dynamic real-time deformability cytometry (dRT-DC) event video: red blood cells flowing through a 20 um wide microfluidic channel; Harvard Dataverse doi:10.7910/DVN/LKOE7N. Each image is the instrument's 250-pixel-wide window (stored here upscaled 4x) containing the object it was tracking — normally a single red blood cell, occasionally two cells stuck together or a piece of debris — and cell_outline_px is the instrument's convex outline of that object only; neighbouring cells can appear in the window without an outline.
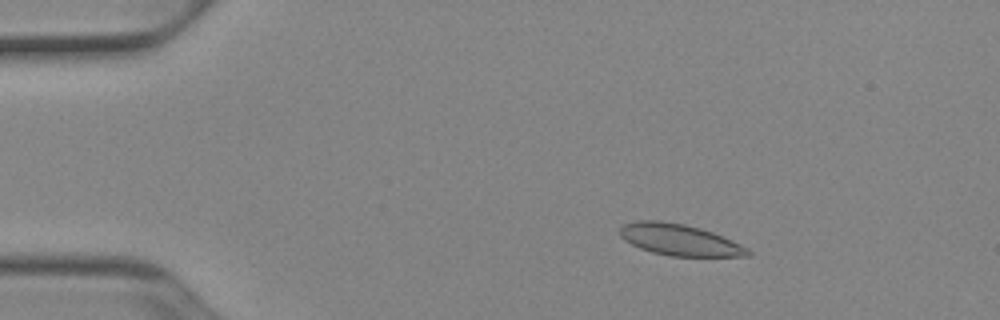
{"species": "Egyptian fruit bat (a non-hibernating species)", "species_latin": "Rousettus aegyptiacus", "temperature_condition": "cold", "stored_images_in_passage": 51, "camera_frame_rate_fps": 3000, "um_per_image_px": 0.085, "animal": {"sex": "female"}, "frame": {"image": 1, "passage_image": 8, "time_ms": 2.333, "image_size_px": [1000, 320], "cell_outline_px": [[752, 256], [672, 256], [652, 252], [640, 248], [624, 240], [620, 236], [620, 228], [624, 224], [636, 220], [656, 220], [684, 224], [700, 228], [712, 232], [732, 240], [748, 248], [752, 252]], "centroid_in_image_um": [57.76, 20.38], "position_along_channel_um": 27.2, "area_um2": 23.35}}
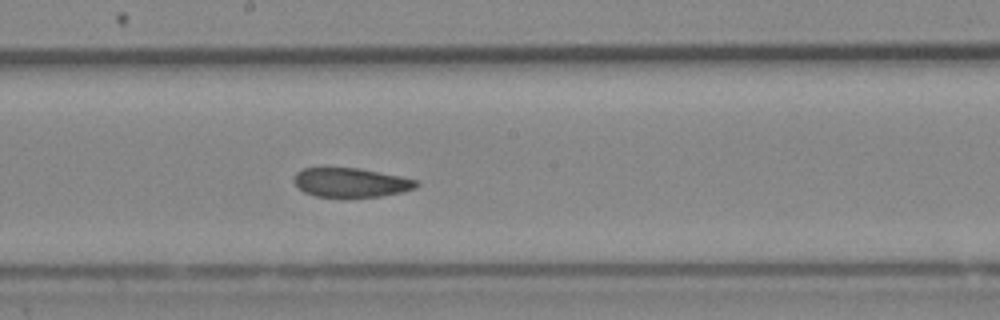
{"frame": {"image": 2, "passage_image": 28, "time_ms": 9.0, "image_size_px": [1000, 320], "cell_outline_px": [[420, 184], [416, 188], [404, 192], [380, 196], [316, 196], [304, 192], [292, 180], [296, 172], [304, 168], [356, 168], [400, 176], [420, 180]], "centroid_in_image_um": [29.87, 15.51], "position_along_channel_um": 218.3, "area_um2": 20.63}}
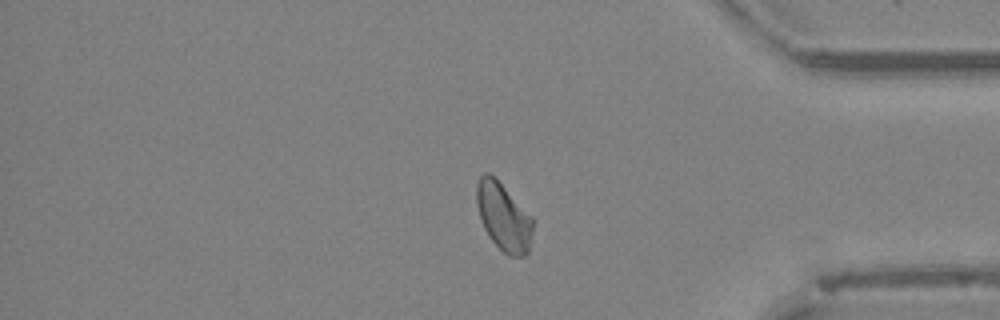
{"frame": {"image": 3, "passage_image": 43, "time_ms": 14.0, "image_size_px": [1000, 320], "cell_outline_px": [[532, 232], [528, 256], [508, 256], [488, 236], [480, 220], [476, 204], [476, 184], [480, 176], [484, 172], [488, 172], [532, 216]], "centroid_in_image_um": [42.78, 18.46], "position_along_channel_um": 392.4, "area_um2": 22.02}, "authors_computed_cell_mechanics": {"area_um2": 22.7154, "velocity_mm_per_s": 3.8943, "shape_relaxation_time_tau1_ms": null, "shape_relaxation_time_tau2_ms": 1.918, "deformation_change_tau1": null, "deformation_change_tau2": 0.0594}}